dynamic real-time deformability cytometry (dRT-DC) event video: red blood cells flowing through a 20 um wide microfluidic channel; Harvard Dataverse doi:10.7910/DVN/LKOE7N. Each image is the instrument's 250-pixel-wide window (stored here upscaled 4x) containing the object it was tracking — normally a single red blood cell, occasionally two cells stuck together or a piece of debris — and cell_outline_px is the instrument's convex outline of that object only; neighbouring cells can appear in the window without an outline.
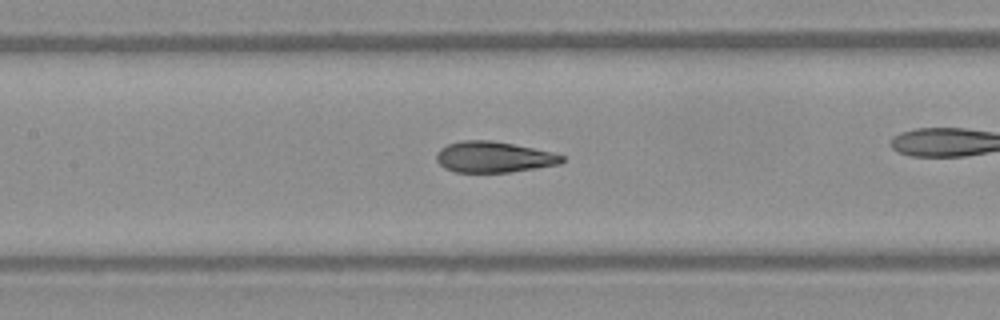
{"species": "Egyptian fruit bat (a non-hibernating species)", "species_latin": "Rousettus aegyptiacus", "temperature_condition": "warm", "stored_images_in_passage": 41, "camera_frame_rate_fps": 3000, "um_per_image_px": 0.085, "frame": {"image": 1, "passage_image": 24, "time_ms": 7.667, "image_size_px": [1000, 320], "cell_outline_px": [[564, 160], [560, 164], [536, 168], [508, 172], [456, 172], [444, 168], [436, 160], [436, 156], [440, 148], [448, 144], [464, 140], [492, 140], [552, 152], [564, 156]], "centroid_in_image_um": [41.95, 13.35], "position_along_channel_um": 165.4, "area_um2": 22.48}}
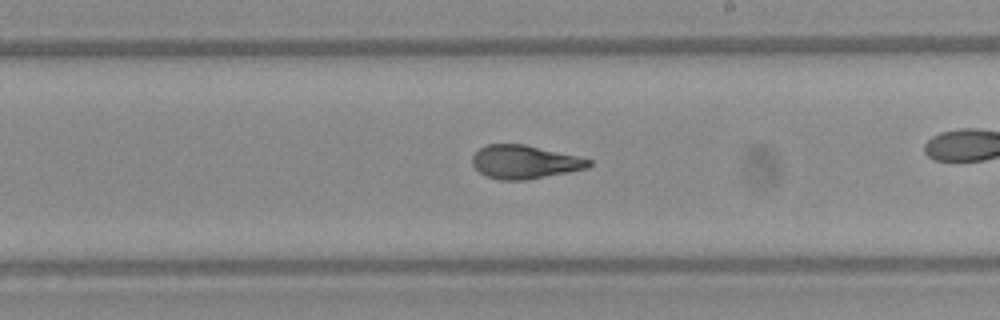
{"frame": {"image": 2, "passage_image": 30, "time_ms": 9.667, "image_size_px": [1000, 320], "cell_outline_px": [[592, 164], [588, 168], [568, 172], [524, 180], [500, 180], [488, 176], [480, 172], [472, 164], [472, 156], [480, 148], [488, 144], [524, 144], [576, 156], [592, 160]], "centroid_in_image_um": [44.58, 13.77], "position_along_channel_um": 244.4, "area_um2": 22.43}}